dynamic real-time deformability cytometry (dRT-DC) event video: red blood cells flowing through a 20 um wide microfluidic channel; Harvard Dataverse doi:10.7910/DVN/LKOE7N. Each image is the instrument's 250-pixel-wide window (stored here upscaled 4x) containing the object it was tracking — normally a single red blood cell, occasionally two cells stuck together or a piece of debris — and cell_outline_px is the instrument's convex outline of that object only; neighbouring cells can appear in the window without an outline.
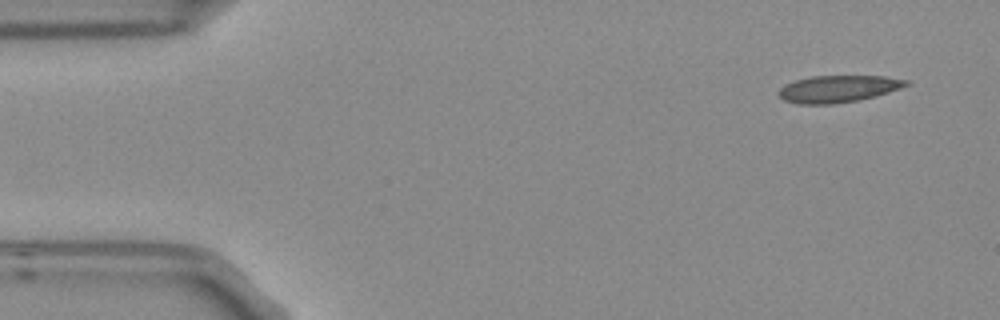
{"species": "Egyptian fruit bat (a non-hibernating species)", "species_latin": "Rousettus aegyptiacus", "temperature_condition": "room temperature", "stored_images_in_passage": 5, "camera_frame_rate_fps": 3000, "um_per_image_px": 0.085, "frame": {"image": 1, "passage_image": 1, "time_ms": 0.0, "image_size_px": [1000, 320], "cell_outline_px": [[912, 84], [888, 92], [856, 100], [832, 104], [800, 104], [784, 100], [776, 92], [784, 84], [796, 80], [812, 76], [884, 76], [908, 80]], "centroid_in_image_um": [71.22, 7.54], "position_along_channel_um": 13.8, "area_um2": 19.88}}
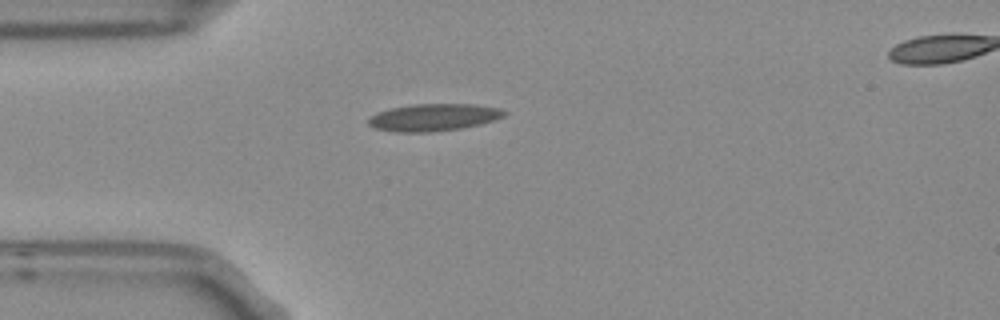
{"frame": {"image": 2, "passage_image": 4, "time_ms": 1.0, "image_size_px": [1000, 320], "cell_outline_px": [[508, 112], [504, 116], [480, 124], [460, 128], [432, 132], [392, 132], [376, 128], [368, 124], [368, 116], [376, 112], [392, 108], [412, 104], [472, 104], [500, 108]], "centroid_in_image_um": [36.82, 9.97], "position_along_channel_um": 48.2, "area_um2": 21.56}}